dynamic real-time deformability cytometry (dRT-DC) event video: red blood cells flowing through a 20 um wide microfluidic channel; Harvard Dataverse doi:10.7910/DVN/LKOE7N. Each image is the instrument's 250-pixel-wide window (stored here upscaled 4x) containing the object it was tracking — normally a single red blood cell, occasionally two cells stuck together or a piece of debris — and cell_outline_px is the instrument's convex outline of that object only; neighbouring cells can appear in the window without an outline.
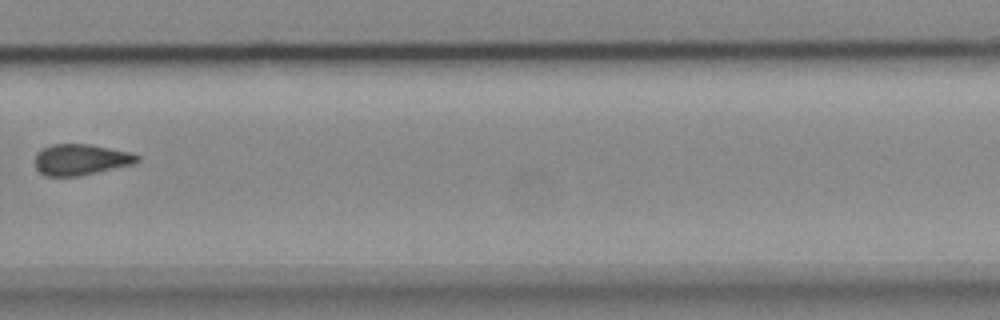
{"species": "common noctule bat (a hibernating species)", "species_latin": "Nyctalus noctula", "temperature_condition": "cold", "stored_images_in_passage": 10, "camera_frame_rate_fps": 3000, "um_per_image_px": 0.085, "animal": {"sex": "female", "body_mass_g": 18.4}, "frame": {"image": 1, "passage_image": 10, "time_ms": 3.0, "image_size_px": [1000, 320], "cell_outline_px": [[140, 160], [132, 164], [80, 176], [48, 176], [40, 172], [36, 168], [36, 152], [52, 144], [92, 144], [132, 152], [140, 156]], "centroid_in_image_um": [6.9, 13.55], "position_along_channel_um": 322.9, "area_um2": 18.5}}